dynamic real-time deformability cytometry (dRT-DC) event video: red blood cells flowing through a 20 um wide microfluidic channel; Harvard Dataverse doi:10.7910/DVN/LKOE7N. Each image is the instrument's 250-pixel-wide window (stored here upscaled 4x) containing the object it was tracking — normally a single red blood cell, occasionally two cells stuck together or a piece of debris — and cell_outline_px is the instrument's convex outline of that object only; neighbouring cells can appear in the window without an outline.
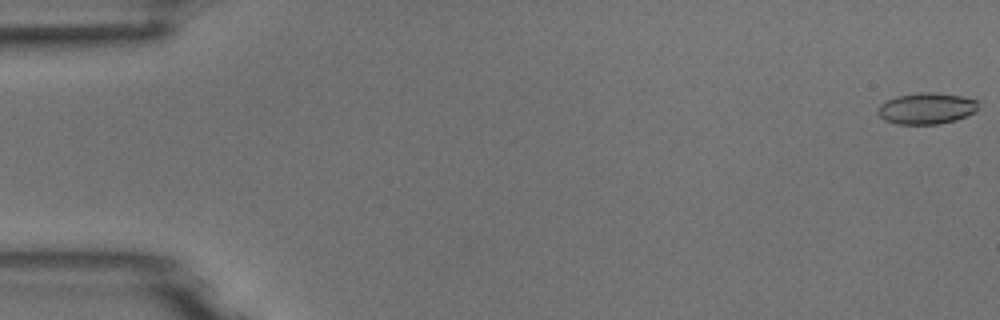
{"species": "common noctule bat (a hibernating species)", "species_latin": "Nyctalus noctula", "temperature_condition": "room temperature", "stored_images_in_passage": 6, "camera_frame_rate_fps": 3000, "um_per_image_px": 0.085, "animal": {"sex": "male", "body_mass_g": 18.8}, "frame": {"image": 1, "passage_image": 1, "time_ms": 0.0, "image_size_px": [1000, 320], "cell_outline_px": [[976, 112], [956, 120], [936, 124], [896, 124], [884, 120], [876, 112], [880, 104], [896, 96], [920, 92], [928, 92], [964, 96], [976, 100]], "centroid_in_image_um": [78.72, 9.22], "position_along_channel_um": 6.3, "area_um2": 18.26}}
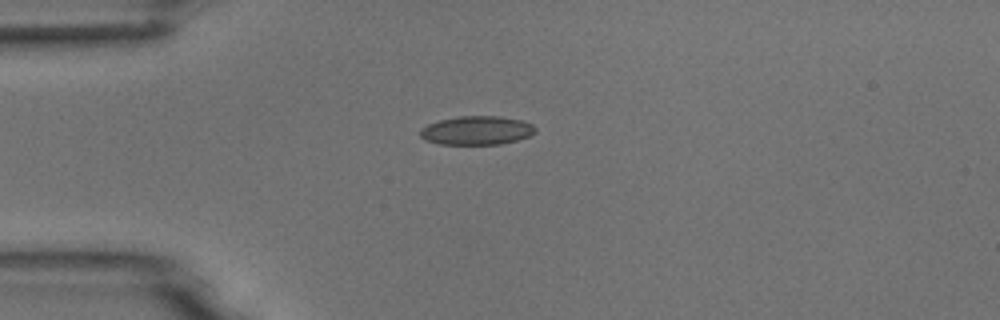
{"frame": {"image": 2, "passage_image": 4, "time_ms": 4.333, "image_size_px": [1000, 320], "cell_outline_px": [[536, 132], [528, 136], [516, 140], [500, 144], [440, 144], [424, 140], [420, 136], [420, 128], [428, 124], [440, 120], [460, 116], [500, 116], [520, 120], [532, 124], [536, 128]], "centroid_in_image_um": [40.5, 11.08], "position_along_channel_um": 44.5, "area_um2": 19.25}}